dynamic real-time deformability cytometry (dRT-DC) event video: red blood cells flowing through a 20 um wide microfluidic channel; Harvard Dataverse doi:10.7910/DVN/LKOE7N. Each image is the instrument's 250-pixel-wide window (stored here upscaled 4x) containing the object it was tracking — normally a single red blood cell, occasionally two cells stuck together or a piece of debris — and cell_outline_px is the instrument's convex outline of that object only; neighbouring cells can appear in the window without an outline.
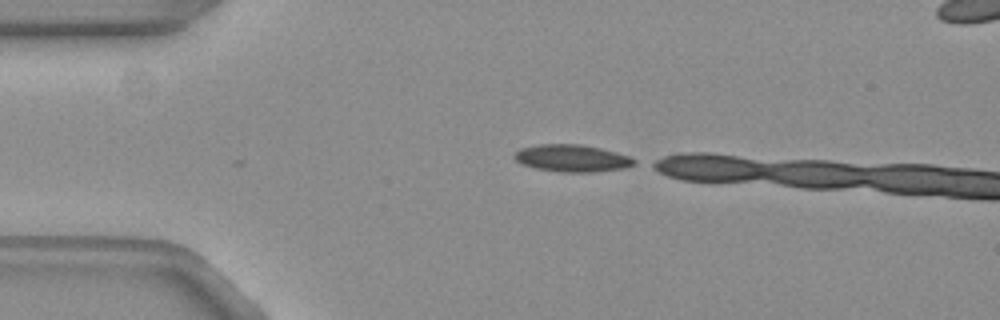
{"species": "common noctule bat (a hibernating species)", "species_latin": "Nyctalus noctula", "temperature_condition": "warm", "stored_images_in_passage": 2, "camera_frame_rate_fps": 3000, "um_per_image_px": 0.085, "animal": {"sex": "female", "body_mass_g": 19.3, "forearm_length_mm": 54.1}, "frame": {"image": 1, "passage_image": 2, "time_ms": 0.333, "image_size_px": [1000, 320], "cell_outline_px": [[636, 164], [624, 168], [592, 172], [560, 172], [536, 168], [520, 164], [512, 156], [520, 148], [544, 144], [576, 144], [600, 148], [628, 156], [636, 160]], "centroid_in_image_um": [48.6, 13.46], "position_along_channel_um": 36.4, "area_um2": 18.79}}